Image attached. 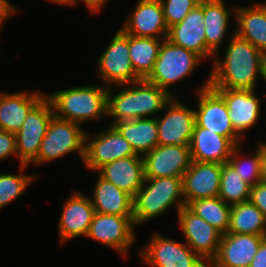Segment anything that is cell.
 Instances as JSON below:
<instances>
[{
	"label": "cell",
	"mask_w": 266,
	"mask_h": 267,
	"mask_svg": "<svg viewBox=\"0 0 266 267\" xmlns=\"http://www.w3.org/2000/svg\"><path fill=\"white\" fill-rule=\"evenodd\" d=\"M164 116L156 118L159 145L189 147L194 125L195 111L172 97L165 105Z\"/></svg>",
	"instance_id": "cell-14"
},
{
	"label": "cell",
	"mask_w": 266,
	"mask_h": 267,
	"mask_svg": "<svg viewBox=\"0 0 266 267\" xmlns=\"http://www.w3.org/2000/svg\"><path fill=\"white\" fill-rule=\"evenodd\" d=\"M203 8L206 45L216 54L229 27L233 11L226 8L224 0H200Z\"/></svg>",
	"instance_id": "cell-28"
},
{
	"label": "cell",
	"mask_w": 266,
	"mask_h": 267,
	"mask_svg": "<svg viewBox=\"0 0 266 267\" xmlns=\"http://www.w3.org/2000/svg\"><path fill=\"white\" fill-rule=\"evenodd\" d=\"M53 116V106L46 96L29 112L21 129L15 134L20 165H30L37 157Z\"/></svg>",
	"instance_id": "cell-9"
},
{
	"label": "cell",
	"mask_w": 266,
	"mask_h": 267,
	"mask_svg": "<svg viewBox=\"0 0 266 267\" xmlns=\"http://www.w3.org/2000/svg\"><path fill=\"white\" fill-rule=\"evenodd\" d=\"M251 186L244 182L229 163L221 164V179L218 197L226 204L234 205L249 201Z\"/></svg>",
	"instance_id": "cell-32"
},
{
	"label": "cell",
	"mask_w": 266,
	"mask_h": 267,
	"mask_svg": "<svg viewBox=\"0 0 266 267\" xmlns=\"http://www.w3.org/2000/svg\"><path fill=\"white\" fill-rule=\"evenodd\" d=\"M196 94L199 98L198 108L194 110L195 123L199 127L209 129V131L231 139L236 145H241L242 138L235 132L231 124L226 103L209 86V77Z\"/></svg>",
	"instance_id": "cell-10"
},
{
	"label": "cell",
	"mask_w": 266,
	"mask_h": 267,
	"mask_svg": "<svg viewBox=\"0 0 266 267\" xmlns=\"http://www.w3.org/2000/svg\"><path fill=\"white\" fill-rule=\"evenodd\" d=\"M265 236L226 233L209 267H249Z\"/></svg>",
	"instance_id": "cell-19"
},
{
	"label": "cell",
	"mask_w": 266,
	"mask_h": 267,
	"mask_svg": "<svg viewBox=\"0 0 266 267\" xmlns=\"http://www.w3.org/2000/svg\"><path fill=\"white\" fill-rule=\"evenodd\" d=\"M47 1H50V2H53V3H57V4H62V5H76L77 3V0H47Z\"/></svg>",
	"instance_id": "cell-42"
},
{
	"label": "cell",
	"mask_w": 266,
	"mask_h": 267,
	"mask_svg": "<svg viewBox=\"0 0 266 267\" xmlns=\"http://www.w3.org/2000/svg\"><path fill=\"white\" fill-rule=\"evenodd\" d=\"M114 87L121 88L122 91L113 95L112 87H108L107 116L115 119L110 125L138 118H150L153 114L165 110V105L172 98L165 90L146 79L113 86V89Z\"/></svg>",
	"instance_id": "cell-2"
},
{
	"label": "cell",
	"mask_w": 266,
	"mask_h": 267,
	"mask_svg": "<svg viewBox=\"0 0 266 267\" xmlns=\"http://www.w3.org/2000/svg\"><path fill=\"white\" fill-rule=\"evenodd\" d=\"M227 233L254 234L266 237V218L250 201L231 206Z\"/></svg>",
	"instance_id": "cell-29"
},
{
	"label": "cell",
	"mask_w": 266,
	"mask_h": 267,
	"mask_svg": "<svg viewBox=\"0 0 266 267\" xmlns=\"http://www.w3.org/2000/svg\"><path fill=\"white\" fill-rule=\"evenodd\" d=\"M46 96L38 91L0 93V130L16 134L29 112Z\"/></svg>",
	"instance_id": "cell-24"
},
{
	"label": "cell",
	"mask_w": 266,
	"mask_h": 267,
	"mask_svg": "<svg viewBox=\"0 0 266 267\" xmlns=\"http://www.w3.org/2000/svg\"><path fill=\"white\" fill-rule=\"evenodd\" d=\"M80 1L87 6L89 11L93 13L97 12L99 13V11L102 10V7L104 6L107 0H80Z\"/></svg>",
	"instance_id": "cell-40"
},
{
	"label": "cell",
	"mask_w": 266,
	"mask_h": 267,
	"mask_svg": "<svg viewBox=\"0 0 266 267\" xmlns=\"http://www.w3.org/2000/svg\"><path fill=\"white\" fill-rule=\"evenodd\" d=\"M234 18L237 21L235 34L250 42L266 56V3H254L250 7L235 6Z\"/></svg>",
	"instance_id": "cell-25"
},
{
	"label": "cell",
	"mask_w": 266,
	"mask_h": 267,
	"mask_svg": "<svg viewBox=\"0 0 266 267\" xmlns=\"http://www.w3.org/2000/svg\"><path fill=\"white\" fill-rule=\"evenodd\" d=\"M143 158L145 178L182 177L192 159L190 147L157 145Z\"/></svg>",
	"instance_id": "cell-15"
},
{
	"label": "cell",
	"mask_w": 266,
	"mask_h": 267,
	"mask_svg": "<svg viewBox=\"0 0 266 267\" xmlns=\"http://www.w3.org/2000/svg\"><path fill=\"white\" fill-rule=\"evenodd\" d=\"M187 207L222 234L227 233L230 225L231 205L226 204L218 196L193 200Z\"/></svg>",
	"instance_id": "cell-31"
},
{
	"label": "cell",
	"mask_w": 266,
	"mask_h": 267,
	"mask_svg": "<svg viewBox=\"0 0 266 267\" xmlns=\"http://www.w3.org/2000/svg\"><path fill=\"white\" fill-rule=\"evenodd\" d=\"M135 10L120 28L124 33L136 37L166 39V25L160 0H139Z\"/></svg>",
	"instance_id": "cell-18"
},
{
	"label": "cell",
	"mask_w": 266,
	"mask_h": 267,
	"mask_svg": "<svg viewBox=\"0 0 266 267\" xmlns=\"http://www.w3.org/2000/svg\"><path fill=\"white\" fill-rule=\"evenodd\" d=\"M97 173L133 197L145 180L144 163L141 155L128 156L107 163Z\"/></svg>",
	"instance_id": "cell-23"
},
{
	"label": "cell",
	"mask_w": 266,
	"mask_h": 267,
	"mask_svg": "<svg viewBox=\"0 0 266 267\" xmlns=\"http://www.w3.org/2000/svg\"><path fill=\"white\" fill-rule=\"evenodd\" d=\"M28 165H19L20 174H0V209L17 199L32 181L35 175L21 174Z\"/></svg>",
	"instance_id": "cell-34"
},
{
	"label": "cell",
	"mask_w": 266,
	"mask_h": 267,
	"mask_svg": "<svg viewBox=\"0 0 266 267\" xmlns=\"http://www.w3.org/2000/svg\"><path fill=\"white\" fill-rule=\"evenodd\" d=\"M95 209L90 197L73 192L64 202L59 218V238L61 243L84 235L86 237L93 220Z\"/></svg>",
	"instance_id": "cell-21"
},
{
	"label": "cell",
	"mask_w": 266,
	"mask_h": 267,
	"mask_svg": "<svg viewBox=\"0 0 266 267\" xmlns=\"http://www.w3.org/2000/svg\"><path fill=\"white\" fill-rule=\"evenodd\" d=\"M174 205L177 213L186 206L182 177L145 178L142 187L133 197L135 227L160 216Z\"/></svg>",
	"instance_id": "cell-4"
},
{
	"label": "cell",
	"mask_w": 266,
	"mask_h": 267,
	"mask_svg": "<svg viewBox=\"0 0 266 267\" xmlns=\"http://www.w3.org/2000/svg\"><path fill=\"white\" fill-rule=\"evenodd\" d=\"M168 28L180 23L200 0H160Z\"/></svg>",
	"instance_id": "cell-35"
},
{
	"label": "cell",
	"mask_w": 266,
	"mask_h": 267,
	"mask_svg": "<svg viewBox=\"0 0 266 267\" xmlns=\"http://www.w3.org/2000/svg\"><path fill=\"white\" fill-rule=\"evenodd\" d=\"M240 146L237 145L234 148L228 162L234 167L244 182L254 186L262 181L260 150L256 148L254 155L250 158L248 157L247 160L246 156L242 155Z\"/></svg>",
	"instance_id": "cell-33"
},
{
	"label": "cell",
	"mask_w": 266,
	"mask_h": 267,
	"mask_svg": "<svg viewBox=\"0 0 266 267\" xmlns=\"http://www.w3.org/2000/svg\"><path fill=\"white\" fill-rule=\"evenodd\" d=\"M17 155L16 136L14 133L0 130V160Z\"/></svg>",
	"instance_id": "cell-36"
},
{
	"label": "cell",
	"mask_w": 266,
	"mask_h": 267,
	"mask_svg": "<svg viewBox=\"0 0 266 267\" xmlns=\"http://www.w3.org/2000/svg\"><path fill=\"white\" fill-rule=\"evenodd\" d=\"M237 145L229 138L194 125L189 144L192 161L223 164L228 162Z\"/></svg>",
	"instance_id": "cell-22"
},
{
	"label": "cell",
	"mask_w": 266,
	"mask_h": 267,
	"mask_svg": "<svg viewBox=\"0 0 266 267\" xmlns=\"http://www.w3.org/2000/svg\"><path fill=\"white\" fill-rule=\"evenodd\" d=\"M134 230L133 216L95 212L86 236L126 257L136 239Z\"/></svg>",
	"instance_id": "cell-12"
},
{
	"label": "cell",
	"mask_w": 266,
	"mask_h": 267,
	"mask_svg": "<svg viewBox=\"0 0 266 267\" xmlns=\"http://www.w3.org/2000/svg\"><path fill=\"white\" fill-rule=\"evenodd\" d=\"M85 133L86 131L80 124L57 118L54 115L49 122L38 155L30 164L49 163L75 151L84 161Z\"/></svg>",
	"instance_id": "cell-6"
},
{
	"label": "cell",
	"mask_w": 266,
	"mask_h": 267,
	"mask_svg": "<svg viewBox=\"0 0 266 267\" xmlns=\"http://www.w3.org/2000/svg\"><path fill=\"white\" fill-rule=\"evenodd\" d=\"M85 133L84 165L88 170L97 172L102 166L117 159L138 155L120 132L110 125L107 129L93 134Z\"/></svg>",
	"instance_id": "cell-11"
},
{
	"label": "cell",
	"mask_w": 266,
	"mask_h": 267,
	"mask_svg": "<svg viewBox=\"0 0 266 267\" xmlns=\"http://www.w3.org/2000/svg\"><path fill=\"white\" fill-rule=\"evenodd\" d=\"M224 60H213L209 75L211 88L255 90L258 75L263 77L266 56L250 42L231 34Z\"/></svg>",
	"instance_id": "cell-1"
},
{
	"label": "cell",
	"mask_w": 266,
	"mask_h": 267,
	"mask_svg": "<svg viewBox=\"0 0 266 267\" xmlns=\"http://www.w3.org/2000/svg\"><path fill=\"white\" fill-rule=\"evenodd\" d=\"M249 267H266V237L261 241Z\"/></svg>",
	"instance_id": "cell-38"
},
{
	"label": "cell",
	"mask_w": 266,
	"mask_h": 267,
	"mask_svg": "<svg viewBox=\"0 0 266 267\" xmlns=\"http://www.w3.org/2000/svg\"><path fill=\"white\" fill-rule=\"evenodd\" d=\"M203 8L198 4L184 19L168 28L167 40L175 45L195 52L204 61L213 59L215 54L207 45L204 28Z\"/></svg>",
	"instance_id": "cell-16"
},
{
	"label": "cell",
	"mask_w": 266,
	"mask_h": 267,
	"mask_svg": "<svg viewBox=\"0 0 266 267\" xmlns=\"http://www.w3.org/2000/svg\"><path fill=\"white\" fill-rule=\"evenodd\" d=\"M201 60L195 52L165 39L160 45L153 71L146 80L175 97L173 92L169 91L170 86L193 73Z\"/></svg>",
	"instance_id": "cell-5"
},
{
	"label": "cell",
	"mask_w": 266,
	"mask_h": 267,
	"mask_svg": "<svg viewBox=\"0 0 266 267\" xmlns=\"http://www.w3.org/2000/svg\"><path fill=\"white\" fill-rule=\"evenodd\" d=\"M92 205L97 213L133 216V196L106 181L100 175L93 190Z\"/></svg>",
	"instance_id": "cell-26"
},
{
	"label": "cell",
	"mask_w": 266,
	"mask_h": 267,
	"mask_svg": "<svg viewBox=\"0 0 266 267\" xmlns=\"http://www.w3.org/2000/svg\"><path fill=\"white\" fill-rule=\"evenodd\" d=\"M113 126L138 155L144 156L159 145L156 118H138L117 122Z\"/></svg>",
	"instance_id": "cell-27"
},
{
	"label": "cell",
	"mask_w": 266,
	"mask_h": 267,
	"mask_svg": "<svg viewBox=\"0 0 266 267\" xmlns=\"http://www.w3.org/2000/svg\"><path fill=\"white\" fill-rule=\"evenodd\" d=\"M225 101L235 132L245 138V131L256 124L261 113V99L255 90L213 88ZM244 137V138H243Z\"/></svg>",
	"instance_id": "cell-17"
},
{
	"label": "cell",
	"mask_w": 266,
	"mask_h": 267,
	"mask_svg": "<svg viewBox=\"0 0 266 267\" xmlns=\"http://www.w3.org/2000/svg\"><path fill=\"white\" fill-rule=\"evenodd\" d=\"M163 40L165 39L129 35L130 60L140 79H146L153 71Z\"/></svg>",
	"instance_id": "cell-30"
},
{
	"label": "cell",
	"mask_w": 266,
	"mask_h": 267,
	"mask_svg": "<svg viewBox=\"0 0 266 267\" xmlns=\"http://www.w3.org/2000/svg\"><path fill=\"white\" fill-rule=\"evenodd\" d=\"M107 92L104 86H79L63 89L46 97L51 101L54 115L82 125L107 116Z\"/></svg>",
	"instance_id": "cell-3"
},
{
	"label": "cell",
	"mask_w": 266,
	"mask_h": 267,
	"mask_svg": "<svg viewBox=\"0 0 266 267\" xmlns=\"http://www.w3.org/2000/svg\"><path fill=\"white\" fill-rule=\"evenodd\" d=\"M257 146L260 150L262 181L266 182V142Z\"/></svg>",
	"instance_id": "cell-41"
},
{
	"label": "cell",
	"mask_w": 266,
	"mask_h": 267,
	"mask_svg": "<svg viewBox=\"0 0 266 267\" xmlns=\"http://www.w3.org/2000/svg\"><path fill=\"white\" fill-rule=\"evenodd\" d=\"M263 79H264L265 82H266V68H265V71H264Z\"/></svg>",
	"instance_id": "cell-43"
},
{
	"label": "cell",
	"mask_w": 266,
	"mask_h": 267,
	"mask_svg": "<svg viewBox=\"0 0 266 267\" xmlns=\"http://www.w3.org/2000/svg\"><path fill=\"white\" fill-rule=\"evenodd\" d=\"M177 216L186 244L210 264L218 253L223 234L187 206L182 207Z\"/></svg>",
	"instance_id": "cell-13"
},
{
	"label": "cell",
	"mask_w": 266,
	"mask_h": 267,
	"mask_svg": "<svg viewBox=\"0 0 266 267\" xmlns=\"http://www.w3.org/2000/svg\"><path fill=\"white\" fill-rule=\"evenodd\" d=\"M17 9L9 2V0H0V29L9 16L17 13Z\"/></svg>",
	"instance_id": "cell-39"
},
{
	"label": "cell",
	"mask_w": 266,
	"mask_h": 267,
	"mask_svg": "<svg viewBox=\"0 0 266 267\" xmlns=\"http://www.w3.org/2000/svg\"><path fill=\"white\" fill-rule=\"evenodd\" d=\"M143 262L151 267H209L186 243L153 234L140 252Z\"/></svg>",
	"instance_id": "cell-8"
},
{
	"label": "cell",
	"mask_w": 266,
	"mask_h": 267,
	"mask_svg": "<svg viewBox=\"0 0 266 267\" xmlns=\"http://www.w3.org/2000/svg\"><path fill=\"white\" fill-rule=\"evenodd\" d=\"M220 179L221 164L192 161L182 176L185 205L193 200L217 197Z\"/></svg>",
	"instance_id": "cell-20"
},
{
	"label": "cell",
	"mask_w": 266,
	"mask_h": 267,
	"mask_svg": "<svg viewBox=\"0 0 266 267\" xmlns=\"http://www.w3.org/2000/svg\"><path fill=\"white\" fill-rule=\"evenodd\" d=\"M97 64L96 69L102 76L106 87L130 84L140 80L130 60L129 35L120 28L99 56Z\"/></svg>",
	"instance_id": "cell-7"
},
{
	"label": "cell",
	"mask_w": 266,
	"mask_h": 267,
	"mask_svg": "<svg viewBox=\"0 0 266 267\" xmlns=\"http://www.w3.org/2000/svg\"><path fill=\"white\" fill-rule=\"evenodd\" d=\"M249 201L254 204L266 218V182H259L251 186Z\"/></svg>",
	"instance_id": "cell-37"
}]
</instances>
